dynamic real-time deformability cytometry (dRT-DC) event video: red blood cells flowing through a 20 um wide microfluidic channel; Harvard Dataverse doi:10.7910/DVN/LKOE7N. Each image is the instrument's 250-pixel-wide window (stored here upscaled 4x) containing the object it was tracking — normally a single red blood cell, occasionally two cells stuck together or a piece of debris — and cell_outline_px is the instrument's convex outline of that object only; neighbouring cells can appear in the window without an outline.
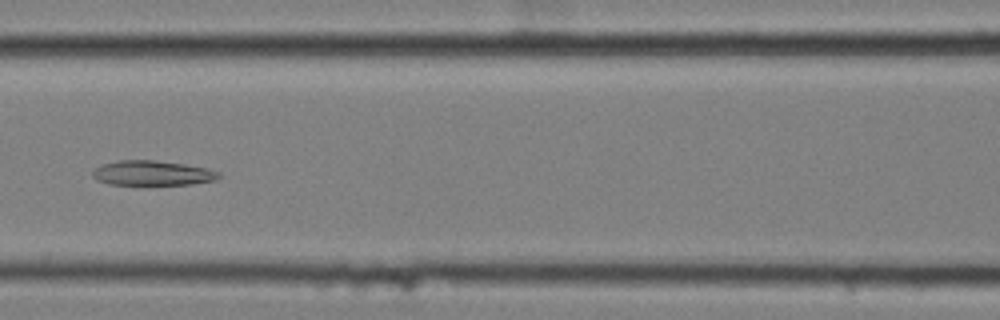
{"species": "common noctule bat (a hibernating species)", "species_latin": "Nyctalus noctula", "temperature_condition": "cold", "stored_images_in_passage": 16, "camera_frame_rate_fps": 3000, "um_per_image_px": 0.085, "animal": {"sex": "female", "body_mass_g": 25.1}, "frame": {"image": 1, "passage_image": 7, "time_ms": 2.0, "image_size_px": [1000, 320], "cell_outline_px": [[224, 176], [216, 180], [192, 184], [108, 184], [96, 180], [92, 176], [92, 172], [96, 168], [104, 164], [120, 160], [152, 160], [184, 164], [208, 168], [220, 172]], "centroid_in_image_um": [13.01, 14.71], "position_along_channel_um": 153.6, "area_um2": 18.21}}
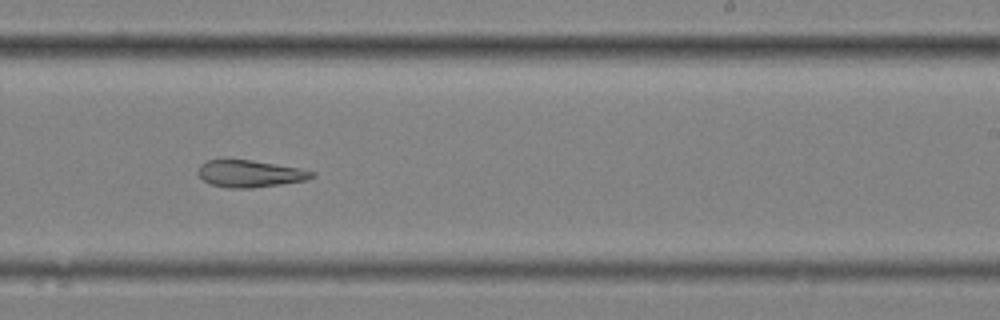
{"frame": {"image": 2, "passage_image": 10, "time_ms": 3.0, "image_size_px": [1000, 320], "cell_outline_px": [[316, 176], [304, 180], [280, 184], [252, 188], [228, 188], [212, 184], [204, 180], [196, 172], [200, 164], [208, 160], [252, 160], [300, 168], [316, 172]], "centroid_in_image_um": [21.25, 14.76], "position_along_channel_um": 267.8, "area_um2": 17.8}}